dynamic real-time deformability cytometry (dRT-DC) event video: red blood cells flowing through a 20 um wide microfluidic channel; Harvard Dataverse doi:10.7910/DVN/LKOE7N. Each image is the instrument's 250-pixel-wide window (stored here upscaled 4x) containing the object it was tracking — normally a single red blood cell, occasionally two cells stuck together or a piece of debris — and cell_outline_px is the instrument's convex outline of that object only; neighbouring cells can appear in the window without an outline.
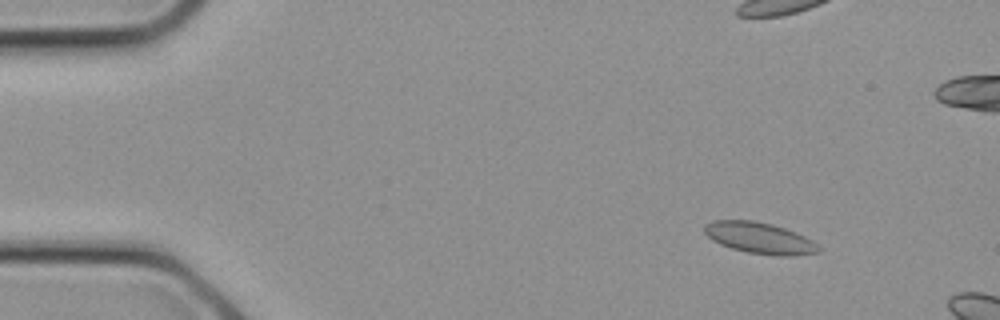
{"species": "common noctule bat (a hibernating species)", "species_latin": "Nyctalus noctula", "temperature_condition": "cold", "stored_images_in_passage": 7, "camera_frame_rate_fps": 3000, "um_per_image_px": 0.085, "animal": {"sex": "female", "body_mass_g": 21.9}, "frame": {"image": 1, "passage_image": 4, "time_ms": 1.0, "image_size_px": [1000, 320], "cell_outline_px": [[820, 252], [792, 256], [776, 256], [748, 252], [732, 248], [720, 244], [712, 240], [704, 232], [704, 224], [712, 220], [752, 220], [772, 224], [784, 228], [804, 236], [812, 240], [820, 248]], "centroid_in_image_um": [64.55, 20.23], "position_along_channel_um": 20.5, "area_um2": 20.75}}